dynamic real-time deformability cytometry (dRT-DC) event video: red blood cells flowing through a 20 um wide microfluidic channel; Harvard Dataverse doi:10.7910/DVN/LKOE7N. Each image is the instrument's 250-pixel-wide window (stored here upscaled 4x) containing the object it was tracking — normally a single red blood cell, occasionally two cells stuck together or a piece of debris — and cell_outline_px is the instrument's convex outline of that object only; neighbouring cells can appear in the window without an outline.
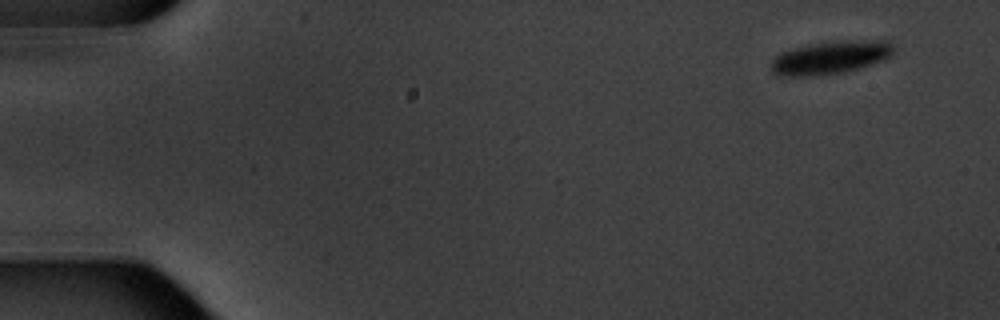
{"species": "common noctule bat (a hibernating species)", "species_latin": "Nyctalus noctula", "temperature_condition": "warm", "stored_images_in_passage": 5, "camera_frame_rate_fps": 3000, "um_per_image_px": 0.085, "animal": {"sex": "male", "body_mass_g": 20.1, "forearm_length_mm": 53.5}, "frame": {"image": 1, "passage_image": 1, "time_ms": 0.0, "image_size_px": [1000, 320], "cell_outline_px": [[892, 56], [884, 60], [860, 68], [844, 72], [808, 76], [776, 76], [772, 72], [772, 60], [780, 52], [812, 44], [880, 40], [888, 40], [892, 44]], "centroid_in_image_um": [70.58, 4.92], "position_along_channel_um": 14.4, "area_um2": 23.0}}
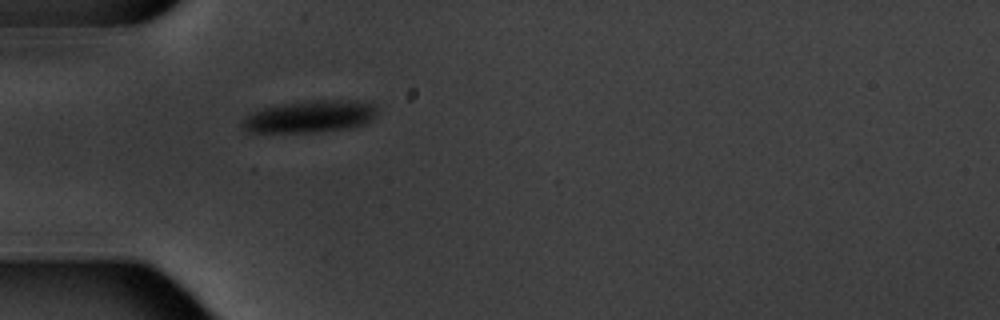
{"frame": {"image": 2, "passage_image": 5, "time_ms": 4.667, "image_size_px": [1000, 320], "cell_outline_px": [[376, 112], [364, 124], [352, 128], [316, 132], [248, 132], [240, 124], [252, 112], [264, 108], [284, 104], [316, 100], [356, 100], [376, 104]], "centroid_in_image_um": [26.37, 9.91], "position_along_channel_um": 58.6, "area_um2": 24.91}}